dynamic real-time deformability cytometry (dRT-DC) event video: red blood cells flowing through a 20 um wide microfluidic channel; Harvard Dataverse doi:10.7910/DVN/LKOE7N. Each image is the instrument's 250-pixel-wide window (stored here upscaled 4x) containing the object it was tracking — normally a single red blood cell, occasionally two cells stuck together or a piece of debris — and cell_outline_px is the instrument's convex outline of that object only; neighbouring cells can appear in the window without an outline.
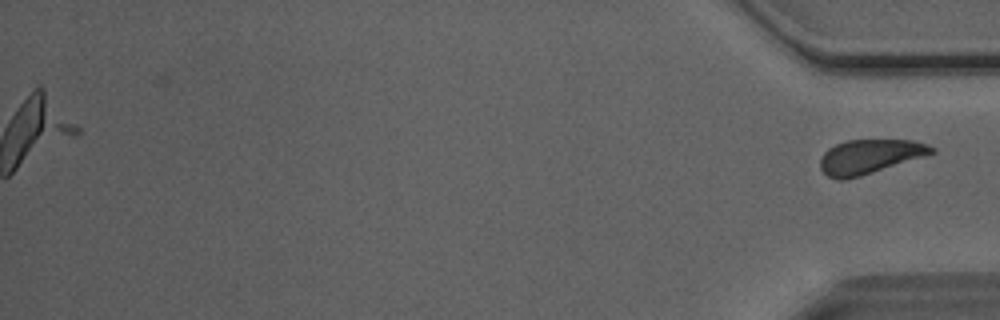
{"species": "Egyptian fruit bat (a non-hibernating species)", "species_latin": "Rousettus aegyptiacus", "temperature_condition": "room temperature", "stored_images_in_passage": 36, "segment_of_instrument_passage": [2, 2], "camera_frame_rate_fps": 3000, "um_per_image_px": 0.085, "animal": {"sex": "male"}, "frame": {"image": 1, "passage_image": 36, "time_ms": 11.667, "image_size_px": [1000, 320], "cell_outline_px": [[936, 152], [924, 156], [860, 176], [844, 180], [836, 180], [828, 176], [820, 168], [820, 156], [828, 148], [836, 144], [848, 140], [912, 140], [928, 144], [936, 148]], "centroid_in_image_um": [73.9, 13.3], "position_along_channel_um": 361.3, "area_um2": 22.2}}